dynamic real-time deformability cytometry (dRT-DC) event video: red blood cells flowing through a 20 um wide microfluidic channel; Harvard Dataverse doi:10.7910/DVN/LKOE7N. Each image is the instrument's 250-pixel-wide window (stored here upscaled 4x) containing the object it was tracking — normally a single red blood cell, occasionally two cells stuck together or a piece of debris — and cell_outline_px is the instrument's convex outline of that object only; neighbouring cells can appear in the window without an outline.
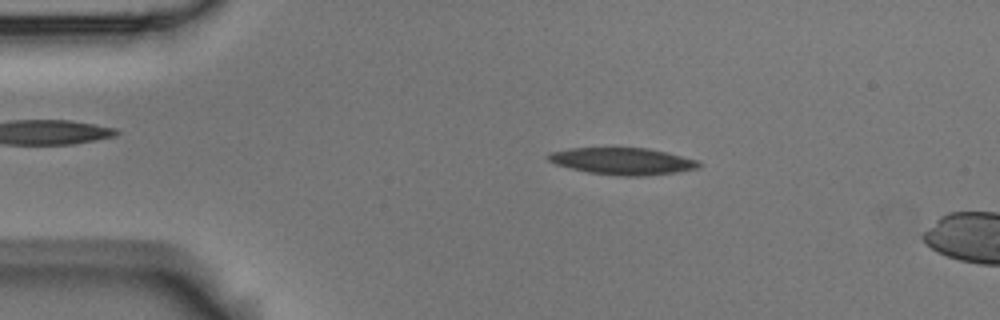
{"species": "Egyptian fruit bat (a non-hibernating species)", "species_latin": "Rousettus aegyptiacus", "temperature_condition": "room temperature", "stored_images_in_passage": 6, "camera_frame_rate_fps": 3000, "um_per_image_px": 0.085, "animal": {"sex": "male"}, "frame": {"image": 1, "passage_image": 2, "time_ms": 0.333, "image_size_px": [1000, 320], "cell_outline_px": [[704, 164], [700, 168], [676, 172], [644, 176], [620, 176], [588, 172], [556, 164], [548, 160], [548, 152], [568, 148], [648, 148], [700, 160]], "centroid_in_image_um": [52.97, 13.7], "position_along_channel_um": 32.0, "area_um2": 23.7}}
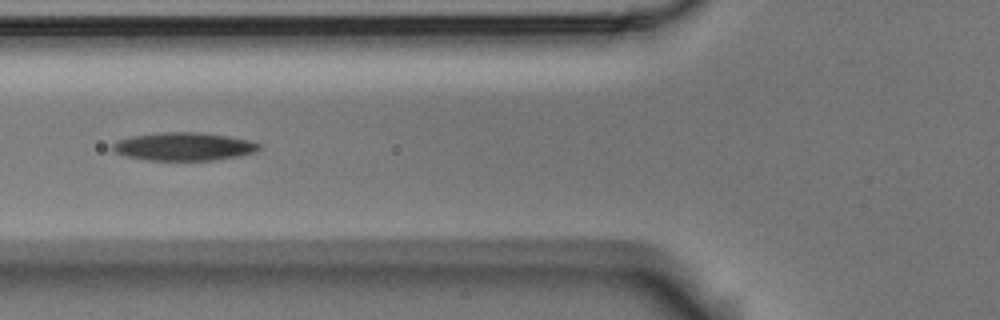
{"frame": {"image": 2, "passage_image": 5, "time_ms": 1.333, "image_size_px": [1000, 320], "cell_outline_px": [[264, 148], [256, 152], [240, 156], [212, 160], [148, 160], [128, 156], [116, 152], [112, 148], [112, 144], [116, 140], [132, 136], [160, 132], [200, 132], [228, 136], [252, 140], [260, 144]], "centroid_in_image_um": [15.69, 12.44], "position_along_channel_um": 110.1, "area_um2": 24.16}}
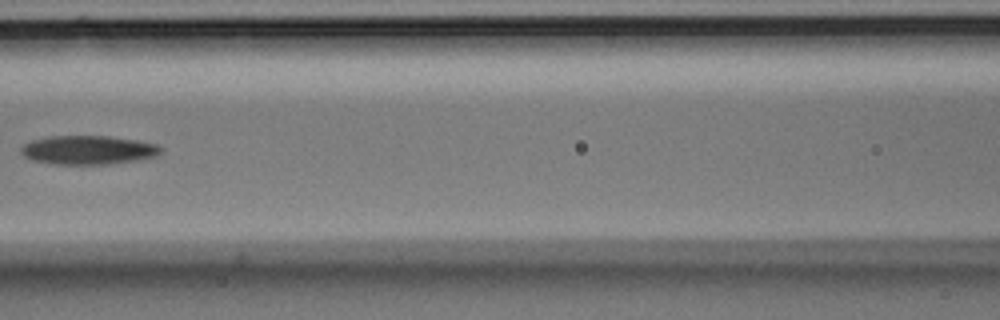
{"frame": {"image": 3, "passage_image": 6, "time_ms": 1.667, "image_size_px": [1000, 320], "cell_outline_px": [[164, 148], [160, 156], [136, 160], [108, 164], [52, 164], [32, 160], [24, 156], [20, 152], [20, 148], [24, 144], [32, 140], [52, 136], [108, 136], [136, 140], [160, 144]], "centroid_in_image_um": [7.55, 12.75], "position_along_channel_um": 159.1, "area_um2": 23.76}}